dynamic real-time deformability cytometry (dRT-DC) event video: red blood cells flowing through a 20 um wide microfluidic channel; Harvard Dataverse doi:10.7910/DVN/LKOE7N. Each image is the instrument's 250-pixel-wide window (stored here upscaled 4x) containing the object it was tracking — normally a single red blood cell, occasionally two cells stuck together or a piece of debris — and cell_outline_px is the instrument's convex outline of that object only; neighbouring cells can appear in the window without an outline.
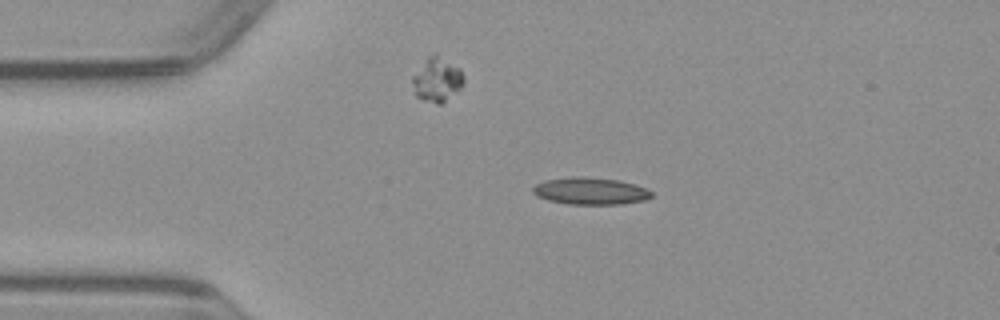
{"species": "common noctule bat (a hibernating species)", "species_latin": "Nyctalus noctula", "temperature_condition": "warm", "stored_images_in_passage": 41, "camera_frame_rate_fps": 3000, "um_per_image_px": 0.085, "animal": {"sex": "male", "body_mass_g": 23.1, "forearm_length_mm": 52.7}, "frame": {"image": 1, "passage_image": 1, "time_ms": 0.0, "image_size_px": [1000, 320], "cell_outline_px": [[652, 196], [644, 200], [624, 204], [568, 204], [548, 200], [536, 196], [532, 192], [532, 188], [536, 184], [544, 180], [572, 176], [584, 176], [620, 180], [636, 184], [652, 192]], "centroid_in_image_um": [50.16, 16.23], "position_along_channel_um": 34.8, "area_um2": 18.9}}
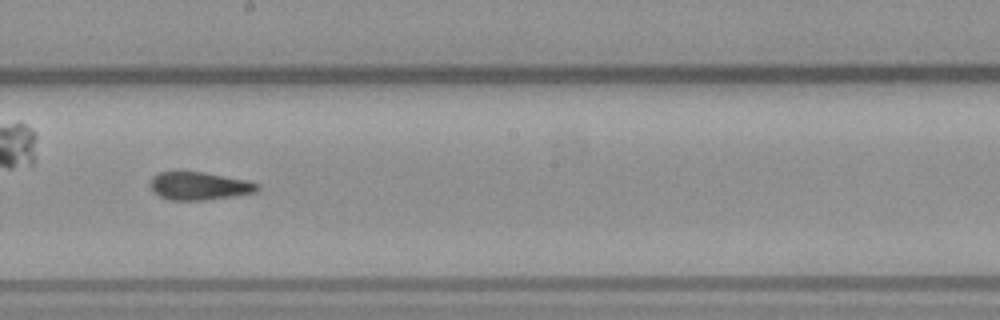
{"frame": {"image": 2, "passage_image": 18, "time_ms": 5.667, "image_size_px": [1000, 320], "cell_outline_px": [[260, 188], [256, 192], [236, 196], [204, 200], [168, 200], [152, 192], [148, 184], [152, 176], [160, 172], [204, 172], [248, 180], [260, 184]], "centroid_in_image_um": [16.93, 15.81], "position_along_channel_um": 231.3, "area_um2": 17.74}}
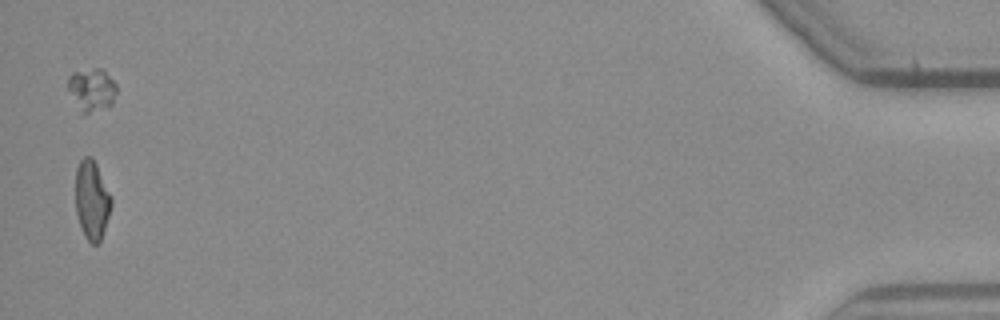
{"frame": {"image": 3, "passage_image": 40, "time_ms": 13.0, "image_size_px": [1000, 320], "cell_outline_px": [[112, 204], [100, 244], [92, 244], [84, 236], [76, 212], [76, 168], [80, 160], [84, 156], [92, 156], [112, 196]], "centroid_in_image_um": [7.82, 17.0], "position_along_channel_um": 427.4, "area_um2": 16.59}}